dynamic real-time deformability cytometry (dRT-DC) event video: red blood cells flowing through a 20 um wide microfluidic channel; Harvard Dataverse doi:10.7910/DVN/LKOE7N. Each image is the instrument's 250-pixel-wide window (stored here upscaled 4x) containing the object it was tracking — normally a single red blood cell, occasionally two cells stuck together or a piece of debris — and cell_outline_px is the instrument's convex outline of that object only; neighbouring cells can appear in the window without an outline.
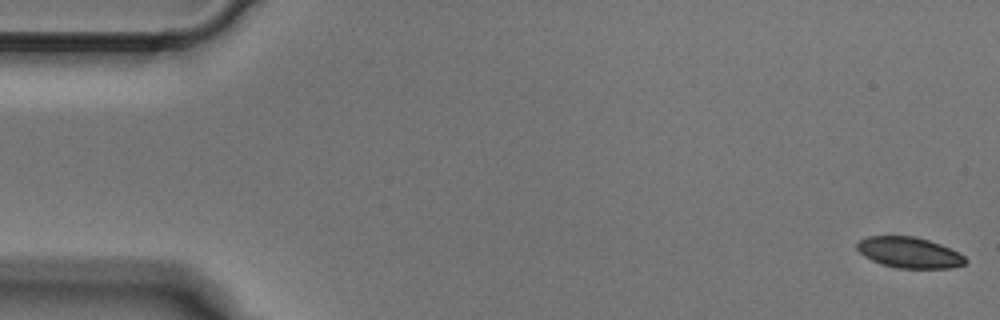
{"species": "Egyptian fruit bat (a non-hibernating species)", "species_latin": "Rousettus aegyptiacus", "temperature_condition": "cold", "stored_images_in_passage": 6, "camera_frame_rate_fps": 3000, "um_per_image_px": 0.085, "animal": {"sex": "male"}, "frame": {"image": 1, "passage_image": 1, "time_ms": 0.0, "image_size_px": [1000, 320], "cell_outline_px": [[968, 260], [964, 264], [952, 268], [900, 268], [880, 264], [864, 256], [856, 248], [856, 244], [860, 240], [868, 236], [912, 236], [928, 240], [940, 244], [964, 256]], "centroid_in_image_um": [77.26, 21.47], "position_along_channel_um": 7.7, "area_um2": 19.31}}
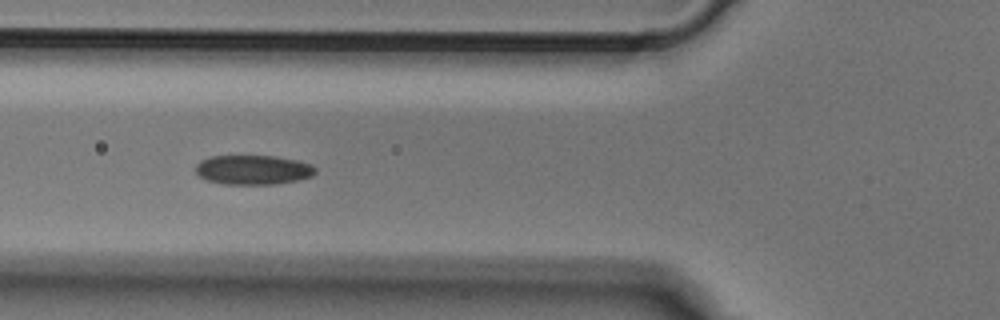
{"frame": {"image": 2, "passage_image": 5, "time_ms": 1.333, "image_size_px": [1000, 320], "cell_outline_px": [[316, 172], [312, 176], [296, 180], [276, 184], [224, 184], [208, 180], [200, 176], [196, 172], [196, 164], [200, 160], [212, 156], [272, 156], [296, 160], [312, 164], [316, 168]], "centroid_in_image_um": [21.52, 14.43], "position_along_channel_um": 104.3, "area_um2": 20.46}}
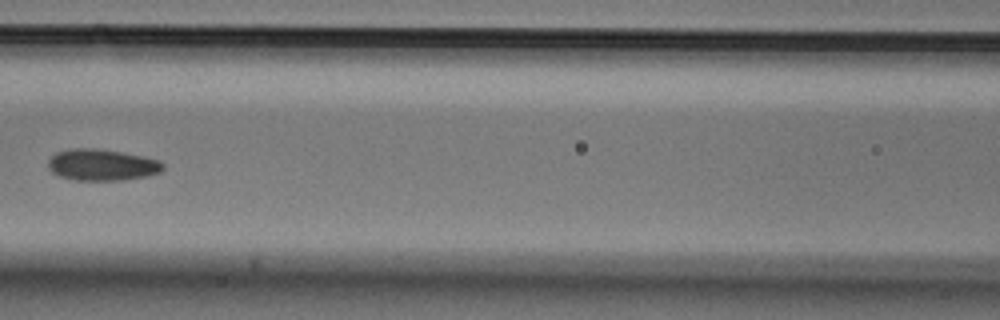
{"frame": {"image": 3, "passage_image": 6, "time_ms": 1.667, "image_size_px": [1000, 320], "cell_outline_px": [[164, 168], [160, 172], [144, 176], [124, 180], [72, 180], [60, 176], [52, 172], [48, 168], [48, 160], [56, 152], [68, 148], [96, 148], [144, 156], [160, 160], [164, 164]], "centroid_in_image_um": [8.65, 14.01], "position_along_channel_um": 158.0, "area_um2": 21.15}}